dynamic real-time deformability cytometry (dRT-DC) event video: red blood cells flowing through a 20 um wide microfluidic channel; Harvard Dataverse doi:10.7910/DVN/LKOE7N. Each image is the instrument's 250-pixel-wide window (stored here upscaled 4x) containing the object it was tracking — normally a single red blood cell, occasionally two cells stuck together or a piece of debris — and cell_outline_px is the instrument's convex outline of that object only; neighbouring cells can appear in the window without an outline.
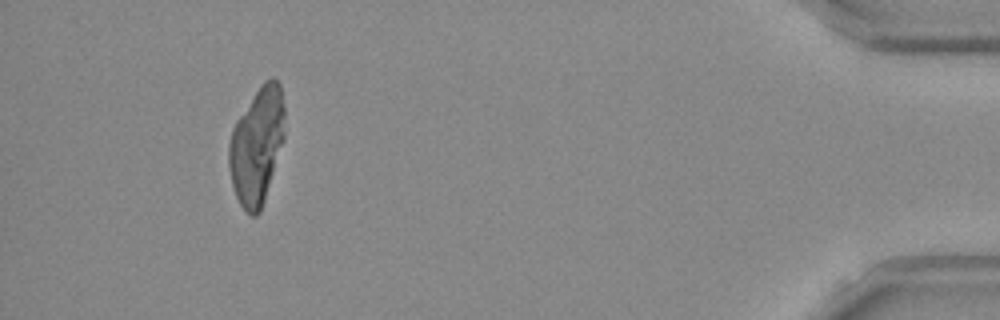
{"species": "Egyptian fruit bat (a non-hibernating species)", "species_latin": "Rousettus aegyptiacus", "temperature_condition": "room temperature", "stored_images_in_passage": 42, "camera_frame_rate_fps": 3000, "um_per_image_px": 0.085, "frame": {"image": 1, "passage_image": 38, "time_ms": 12.333, "image_size_px": [1000, 320], "cell_outline_px": [[284, 140], [260, 212], [256, 216], [252, 216], [240, 204], [236, 196], [232, 184], [228, 164], [228, 144], [232, 128], [236, 120], [260, 84], [264, 80], [272, 76], [280, 84], [284, 108]], "centroid_in_image_um": [21.82, 12.35], "position_along_channel_um": 413.4, "area_um2": 37.97}}